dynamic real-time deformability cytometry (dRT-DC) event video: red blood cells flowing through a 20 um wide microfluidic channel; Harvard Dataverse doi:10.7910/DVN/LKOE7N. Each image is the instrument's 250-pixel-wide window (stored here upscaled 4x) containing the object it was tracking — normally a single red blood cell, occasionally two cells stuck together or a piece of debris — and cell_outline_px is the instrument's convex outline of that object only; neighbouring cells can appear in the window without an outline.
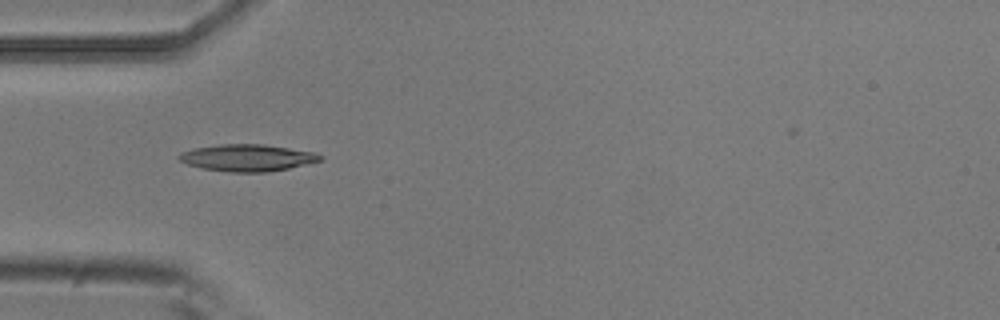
{"species": "common noctule bat (a hibernating species)", "species_latin": "Nyctalus noctula", "temperature_condition": "room temperature", "stored_images_in_passage": 3, "camera_frame_rate_fps": 3000, "um_per_image_px": 0.085, "animal": {"sex": "male", "body_mass_g": 20.5, "forearm_length_mm": 52.5}, "frame": {"image": 1, "passage_image": 1, "time_ms": 0.0, "image_size_px": [1000, 320], "cell_outline_px": [[324, 160], [288, 168], [268, 172], [232, 172], [200, 168], [188, 164], [180, 160], [176, 156], [180, 152], [196, 148], [220, 144], [264, 144], [316, 152], [324, 156]], "centroid_in_image_um": [21.06, 13.4], "position_along_channel_um": 63.9, "area_um2": 22.2}}
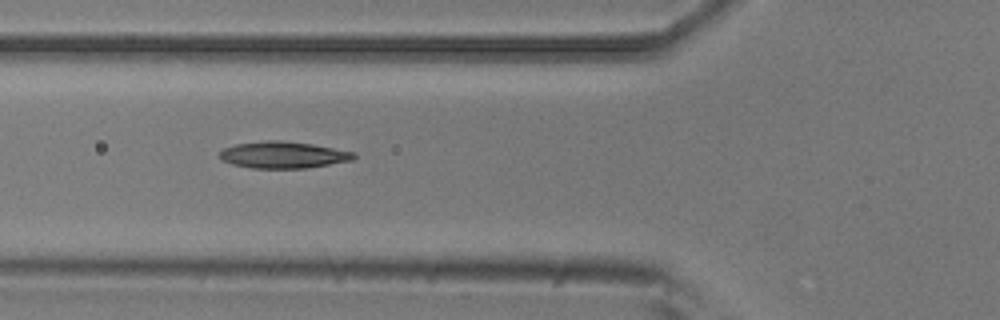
{"frame": {"image": 2, "passage_image": 2, "time_ms": 0.333, "image_size_px": [1000, 320], "cell_outline_px": [[356, 156], [352, 160], [304, 168], [252, 168], [232, 164], [224, 160], [220, 156], [220, 152], [224, 148], [236, 144], [268, 140], [280, 140], [312, 144], [356, 152]], "centroid_in_image_um": [24.09, 13.16], "position_along_channel_um": 101.7, "area_um2": 20.63}}
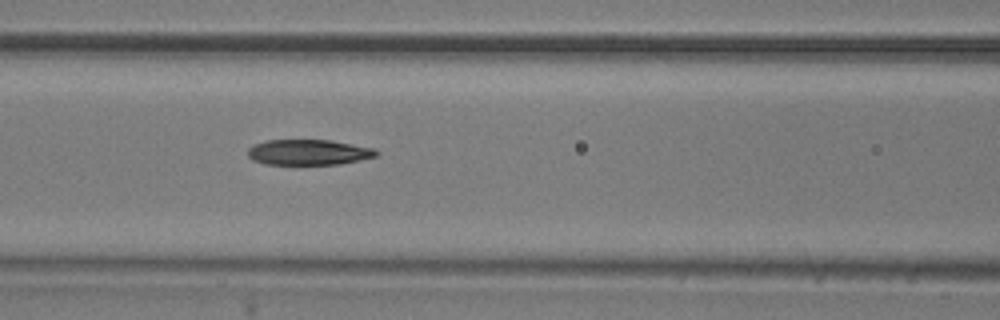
{"frame": {"image": 3, "passage_image": 3, "time_ms": 0.667, "image_size_px": [1000, 320], "cell_outline_px": [[380, 152], [376, 156], [360, 160], [340, 164], [264, 164], [252, 160], [248, 156], [248, 148], [252, 144], [264, 140], [332, 140], [376, 148]], "centroid_in_image_um": [26.23, 12.93], "position_along_channel_um": 140.4, "area_um2": 19.36}}